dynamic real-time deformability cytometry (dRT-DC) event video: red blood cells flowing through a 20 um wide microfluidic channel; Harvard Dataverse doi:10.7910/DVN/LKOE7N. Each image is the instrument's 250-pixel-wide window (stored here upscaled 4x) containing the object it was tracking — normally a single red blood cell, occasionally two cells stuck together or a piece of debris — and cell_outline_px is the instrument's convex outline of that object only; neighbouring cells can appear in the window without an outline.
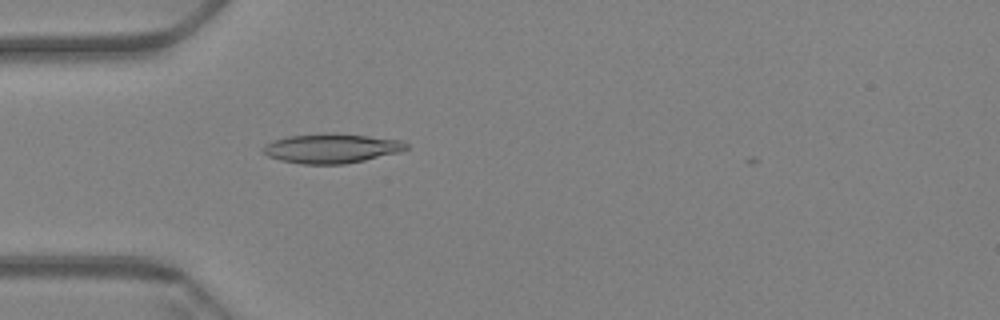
{"species": "Egyptian fruit bat (a non-hibernating species)", "species_latin": "Rousettus aegyptiacus", "temperature_condition": "warm", "stored_images_in_passage": 4, "camera_frame_rate_fps": 3000, "um_per_image_px": 0.085, "animal": {"sex": "female"}, "frame": {"image": 1, "passage_image": 3, "time_ms": 0.667, "image_size_px": [1000, 320], "cell_outline_px": [[408, 148], [400, 152], [364, 160], [344, 164], [300, 164], [280, 160], [268, 156], [264, 152], [264, 148], [272, 140], [288, 136], [332, 132], [368, 136], [400, 140], [408, 144]], "centroid_in_image_um": [28.19, 12.6], "position_along_channel_um": 56.8, "area_um2": 24.51}}